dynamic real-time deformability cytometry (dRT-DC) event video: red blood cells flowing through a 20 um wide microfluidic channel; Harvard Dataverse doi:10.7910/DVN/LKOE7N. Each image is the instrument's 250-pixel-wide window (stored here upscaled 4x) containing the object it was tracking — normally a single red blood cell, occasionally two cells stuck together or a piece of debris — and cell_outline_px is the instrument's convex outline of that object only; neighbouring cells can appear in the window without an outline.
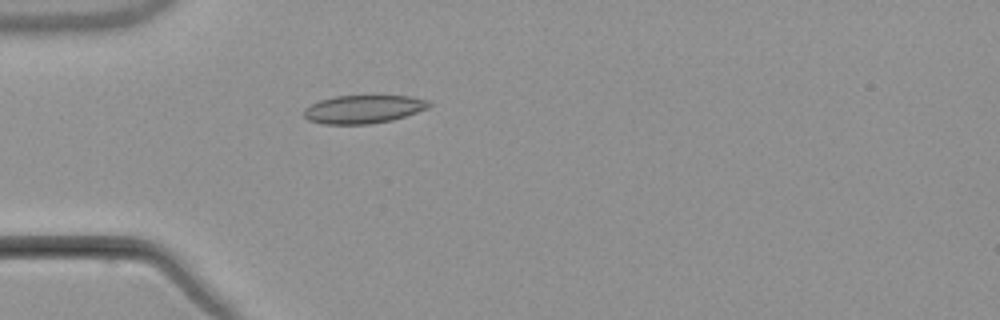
{"species": "common noctule bat (a hibernating species)", "species_latin": "Nyctalus noctula", "temperature_condition": "warm", "stored_images_in_passage": 3, "camera_frame_rate_fps": 3000, "um_per_image_px": 0.085, "animal": {"sex": "male", "body_mass_g": 21.5, "forearm_length_mm": 52.0}, "frame": {"image": 1, "passage_image": 3, "time_ms": 2.333, "image_size_px": [1000, 320], "cell_outline_px": [[432, 104], [428, 108], [392, 120], [368, 124], [324, 124], [308, 120], [304, 116], [304, 108], [320, 100], [336, 96], [412, 96], [428, 100]], "centroid_in_image_um": [30.89, 9.28], "position_along_channel_um": 54.1, "area_um2": 20.46}}